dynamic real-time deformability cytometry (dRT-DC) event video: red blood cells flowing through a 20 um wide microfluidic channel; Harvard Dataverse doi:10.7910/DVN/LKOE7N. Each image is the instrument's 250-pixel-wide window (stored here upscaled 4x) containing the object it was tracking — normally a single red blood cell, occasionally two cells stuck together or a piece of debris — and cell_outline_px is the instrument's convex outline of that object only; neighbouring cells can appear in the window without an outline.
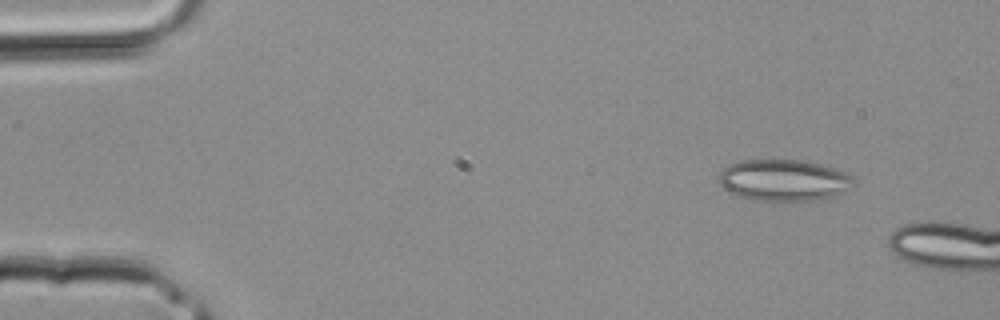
{"species": "common noctule bat (a hibernating species)", "species_latin": "Nyctalus noctula", "temperature_condition": "room temperature", "stored_images_in_passage": 3, "camera_frame_rate_fps": 3000, "um_per_image_px": 0.085, "animal": {"sex": "male", "body_mass_g": 20.4}, "frame": {"image": 1, "passage_image": 3, "time_ms": 0.667, "image_size_px": [1000, 320], "cell_outline_px": [[856, 180], [840, 192], [832, 196], [792, 204], [752, 200], [740, 196], [724, 188], [720, 184], [720, 172], [724, 168], [740, 160], [800, 160], [820, 164], [844, 172], [852, 176]], "centroid_in_image_um": [66.59, 15.35], "position_along_channel_um": 18.4, "area_um2": 32.66}}